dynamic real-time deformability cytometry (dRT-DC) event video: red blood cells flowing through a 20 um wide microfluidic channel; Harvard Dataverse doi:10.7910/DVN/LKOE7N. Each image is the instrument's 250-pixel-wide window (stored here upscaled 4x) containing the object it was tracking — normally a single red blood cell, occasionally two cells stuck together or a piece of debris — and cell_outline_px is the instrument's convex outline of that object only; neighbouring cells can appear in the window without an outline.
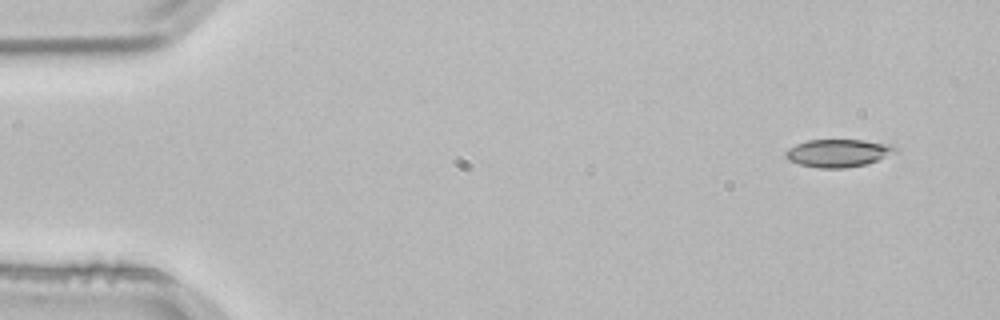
{"species": "common noctule bat (a hibernating species)", "species_latin": "Nyctalus noctula", "temperature_condition": "room temperature", "stored_images_in_passage": 4, "camera_frame_rate_fps": 3000, "um_per_image_px": 0.085, "animal": {"sex": "male", "body_mass_g": 21.5, "forearm_length_mm": 52.0}, "frame": {"image": 1, "passage_image": 1, "time_ms": 0.0, "image_size_px": [1000, 320], "cell_outline_px": [[896, 152], [876, 160], [864, 164], [844, 168], [820, 168], [800, 164], [788, 160], [784, 152], [788, 148], [796, 144], [808, 140], [864, 140], [892, 144], [896, 148]], "centroid_in_image_um": [71.22, 13.0], "position_along_channel_um": 13.8, "area_um2": 17.57}}
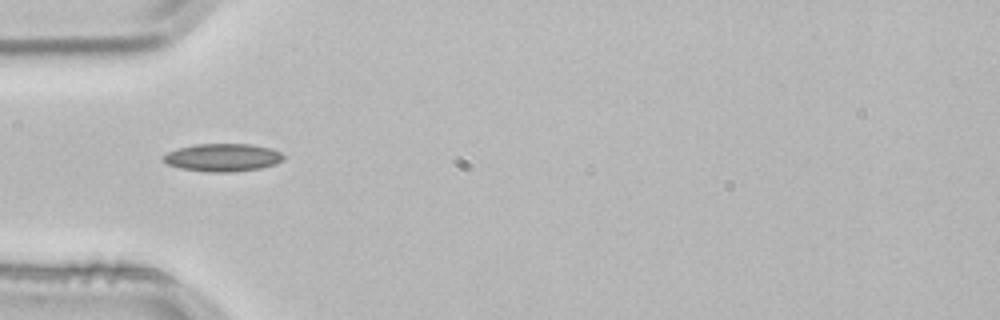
{"frame": {"image": 2, "passage_image": 4, "time_ms": 1.0, "image_size_px": [1000, 320], "cell_outline_px": [[284, 160], [276, 164], [260, 168], [232, 172], [208, 172], [180, 168], [168, 164], [160, 156], [176, 148], [196, 144], [252, 144], [272, 148], [280, 152], [284, 156]], "centroid_in_image_um": [18.93, 13.38], "position_along_channel_um": 66.1, "area_um2": 19.65}}